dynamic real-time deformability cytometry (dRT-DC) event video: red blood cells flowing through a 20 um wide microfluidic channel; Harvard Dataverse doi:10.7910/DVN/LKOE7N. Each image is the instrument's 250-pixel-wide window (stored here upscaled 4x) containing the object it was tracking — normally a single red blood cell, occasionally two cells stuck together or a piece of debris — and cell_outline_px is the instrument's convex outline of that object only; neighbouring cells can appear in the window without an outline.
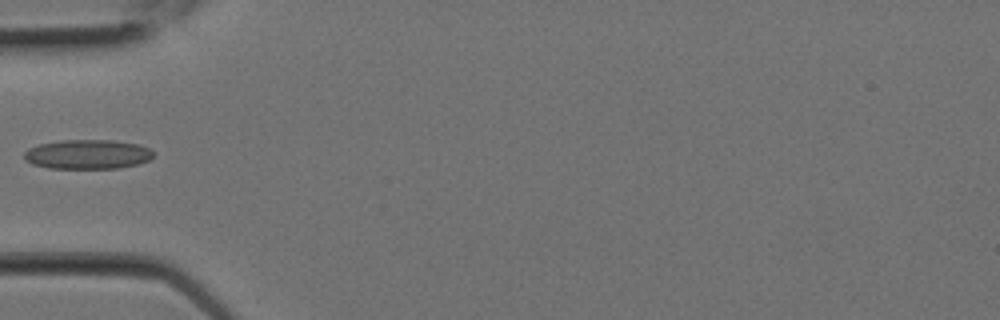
{"species": "Egyptian fruit bat (a non-hibernating species)", "species_latin": "Rousettus aegyptiacus", "temperature_condition": "room temperature", "stored_images_in_passage": 6, "camera_frame_rate_fps": 3000, "um_per_image_px": 0.085, "animal": {"sex": "female"}, "frame": {"image": 1, "passage_image": 4, "time_ms": 1.0, "image_size_px": [1000, 320], "cell_outline_px": [[152, 156], [148, 160], [136, 164], [120, 168], [48, 168], [32, 164], [24, 160], [24, 152], [28, 148], [40, 144], [60, 140], [112, 140], [136, 144], [148, 148], [152, 152]], "centroid_in_image_um": [7.38, 13.12], "position_along_channel_um": 77.6, "area_um2": 22.02}}
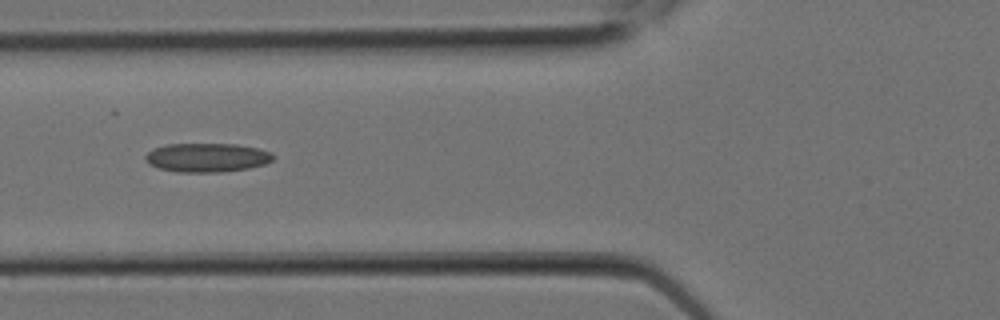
{"frame": {"image": 2, "passage_image": 5, "time_ms": 1.333, "image_size_px": [1000, 320], "cell_outline_px": [[272, 160], [264, 164], [248, 168], [220, 172], [180, 172], [160, 168], [148, 164], [144, 156], [152, 148], [168, 144], [236, 144], [260, 148], [272, 152]], "centroid_in_image_um": [17.58, 13.38], "position_along_channel_um": 108.2, "area_um2": 21.5}}
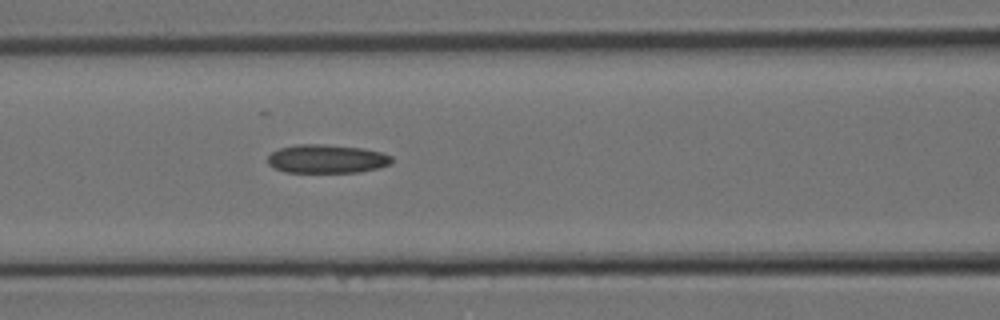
{"frame": {"image": 3, "passage_image": 6, "time_ms": 1.667, "image_size_px": [1000, 320], "cell_outline_px": [[392, 160], [388, 164], [380, 168], [360, 172], [284, 172], [268, 164], [268, 156], [272, 152], [280, 148], [296, 144], [320, 144], [364, 148], [384, 152], [392, 156]], "centroid_in_image_um": [27.8, 13.5], "position_along_channel_um": 138.8, "area_um2": 20.75}}